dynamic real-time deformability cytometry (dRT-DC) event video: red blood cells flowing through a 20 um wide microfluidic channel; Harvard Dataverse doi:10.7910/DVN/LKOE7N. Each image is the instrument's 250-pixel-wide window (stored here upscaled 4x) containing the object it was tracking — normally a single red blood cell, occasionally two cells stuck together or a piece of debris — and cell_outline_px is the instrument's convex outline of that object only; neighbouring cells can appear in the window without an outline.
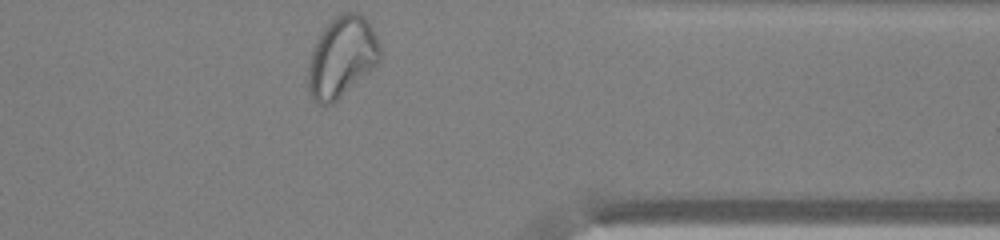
{"species": "common noctule bat (a hibernating species)", "species_latin": "Nyctalus noctula", "temperature_condition": "warm", "stored_images_in_passage": 32, "camera_frame_rate_fps": 3000, "um_per_image_px": 0.085, "animal": {"sex": "male", "body_mass_g": 13.0, "forearm_length_mm": 53.1}, "frame": {"image": 1, "passage_image": 32, "time_ms": 10.333, "image_size_px": [1000, 240], "cell_outline_px": [[380, 60], [368, 72], [332, 104], [316, 104], [312, 100], [308, 88], [308, 64], [312, 48], [316, 40], [324, 28], [336, 16], [344, 12], [356, 12], [364, 16], [372, 28], [380, 44]], "centroid_in_image_um": [29.03, 4.85], "position_along_channel_um": 382.4, "area_um2": 33.52}, "authors_computed_cell_mechanics": {"area_um2": 27.4839, "velocity_mm_per_s": 4.0433, "shape_relaxation_time_tau1_ms": null, "shape_relaxation_time_tau2_ms": 1.8695, "deformation_change_tau1": null, "deformation_change_tau2": 0.0966}}